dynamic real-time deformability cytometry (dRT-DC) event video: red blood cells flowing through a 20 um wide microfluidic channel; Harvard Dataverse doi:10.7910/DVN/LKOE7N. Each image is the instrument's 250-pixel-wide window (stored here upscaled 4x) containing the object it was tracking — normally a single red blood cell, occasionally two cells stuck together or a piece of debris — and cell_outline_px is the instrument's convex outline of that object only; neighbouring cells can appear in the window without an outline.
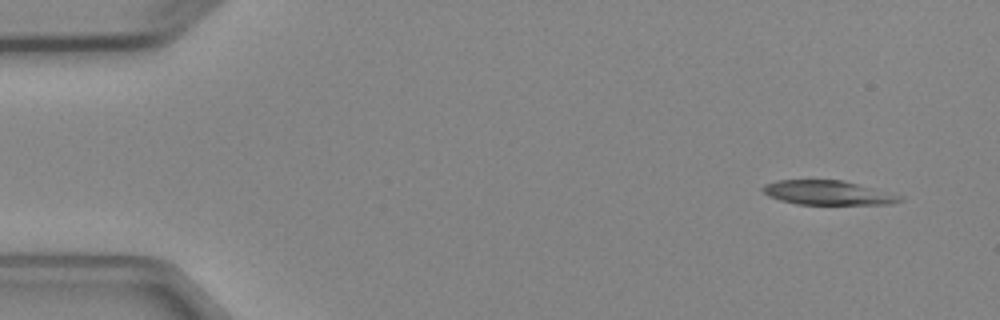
{"species": "Egyptian fruit bat (a non-hibernating species)", "species_latin": "Rousettus aegyptiacus", "temperature_condition": "cold", "stored_images_in_passage": 4, "camera_frame_rate_fps": 3000, "um_per_image_px": 0.085, "animal": {"sex": "female"}, "frame": {"image": 1, "passage_image": 1, "time_ms": 0.0, "image_size_px": [1000, 320], "cell_outline_px": [[904, 200], [892, 204], [796, 204], [780, 200], [768, 196], [760, 188], [764, 184], [776, 180], [844, 180], [904, 196]], "centroid_in_image_um": [70.37, 16.38], "position_along_channel_um": 14.6, "area_um2": 19.54}}